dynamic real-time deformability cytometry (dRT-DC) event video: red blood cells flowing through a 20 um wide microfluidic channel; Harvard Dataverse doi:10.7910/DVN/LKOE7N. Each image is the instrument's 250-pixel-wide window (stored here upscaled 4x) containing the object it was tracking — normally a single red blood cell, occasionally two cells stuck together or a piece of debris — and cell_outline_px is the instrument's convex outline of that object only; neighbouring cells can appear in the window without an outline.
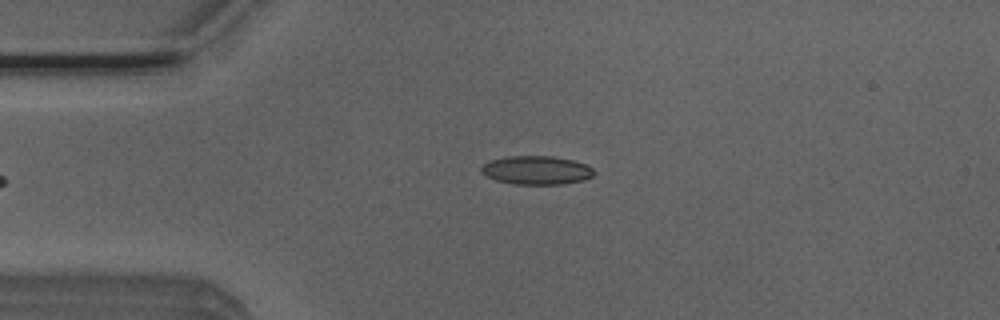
{"species": "Egyptian fruit bat (a non-hibernating species)", "species_latin": "Rousettus aegyptiacus", "temperature_condition": "room temperature", "stored_images_in_passage": 36, "camera_frame_rate_fps": 3000, "um_per_image_px": 0.085, "animal": {"sex": "male"}, "frame": {"image": 1, "passage_image": 1, "time_ms": 0.0, "image_size_px": [1000, 320], "cell_outline_px": [[596, 172], [592, 176], [584, 180], [564, 184], [512, 184], [496, 180], [480, 172], [480, 168], [488, 160], [508, 156], [552, 156], [572, 160], [588, 164]], "centroid_in_image_um": [45.61, 14.46], "position_along_channel_um": 39.4, "area_um2": 18.96}}
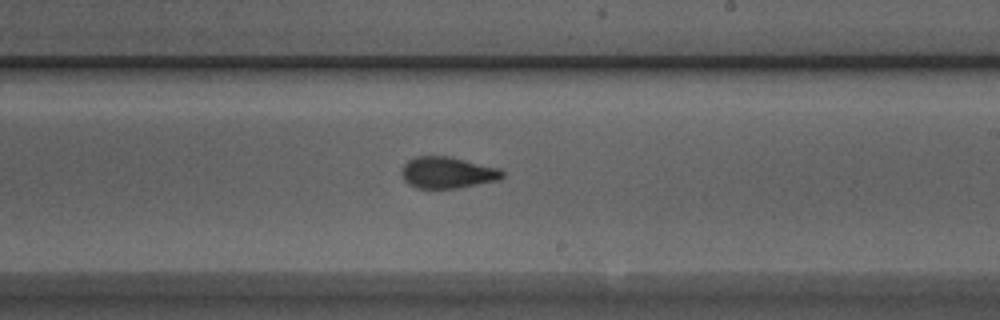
{"frame": {"image": 2, "passage_image": 19, "time_ms": 6.0, "image_size_px": [1000, 320], "cell_outline_px": [[504, 176], [500, 180], [456, 188], [416, 188], [408, 184], [404, 180], [400, 172], [404, 164], [408, 160], [416, 156], [448, 156], [500, 168], [504, 172]], "centroid_in_image_um": [38.03, 14.67], "position_along_channel_um": 251.0, "area_um2": 18.55}}
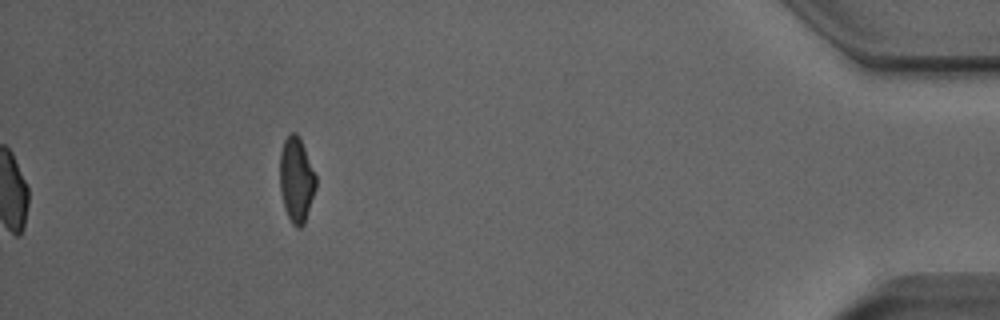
{"frame": {"image": 3, "passage_image": 36, "time_ms": 11.667, "image_size_px": [1000, 320], "cell_outline_px": [[316, 188], [304, 224], [300, 228], [296, 228], [292, 224], [284, 208], [280, 188], [280, 152], [284, 140], [292, 132], [296, 132], [300, 136], [316, 176]], "centroid_in_image_um": [25.19, 15.27], "position_along_channel_um": 410.0, "area_um2": 17.92}, "authors_computed_cell_mechanics": {"area_um2": 18.496, "velocity_mm_per_s": 3.9315, "shape_relaxation_time_tau1_ms": 6.4297, "shape_relaxation_time_tau2_ms": 1.0534, "deformation_change_tau1": 0.167, "deformation_change_tau2": 0.0697}}